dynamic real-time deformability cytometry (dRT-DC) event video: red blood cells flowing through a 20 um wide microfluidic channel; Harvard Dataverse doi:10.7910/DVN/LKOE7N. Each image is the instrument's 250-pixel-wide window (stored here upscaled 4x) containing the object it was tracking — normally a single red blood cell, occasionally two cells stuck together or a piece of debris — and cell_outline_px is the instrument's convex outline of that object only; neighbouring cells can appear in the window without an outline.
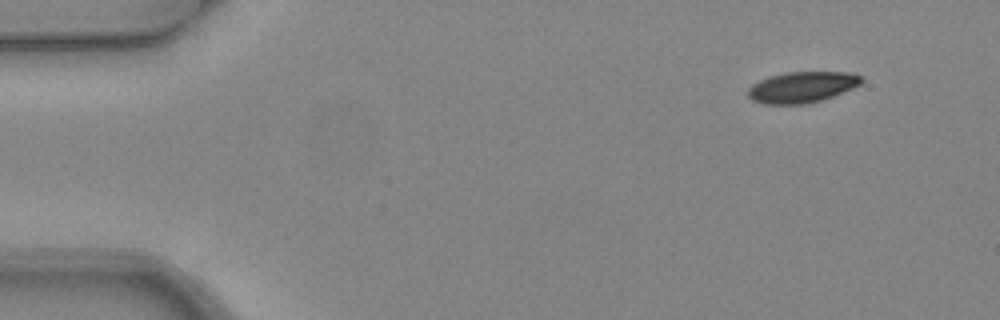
{"species": "common noctule bat (a hibernating species)", "species_latin": "Nyctalus noctula", "temperature_condition": "warm", "stored_images_in_passage": 4, "camera_frame_rate_fps": 3000, "um_per_image_px": 0.085, "animal": {"sex": "female", "body_mass_g": 24.6, "forearm_length_mm": 56.2}, "frame": {"image": 1, "passage_image": 1, "time_ms": 0.0, "image_size_px": [1000, 320], "cell_outline_px": [[864, 80], [860, 84], [852, 88], [832, 96], [820, 100], [804, 104], [764, 104], [752, 100], [748, 96], [748, 88], [752, 84], [768, 76], [784, 72], [852, 72], [860, 76]], "centroid_in_image_um": [68.14, 7.39], "position_along_channel_um": 16.9, "area_um2": 20.46}}
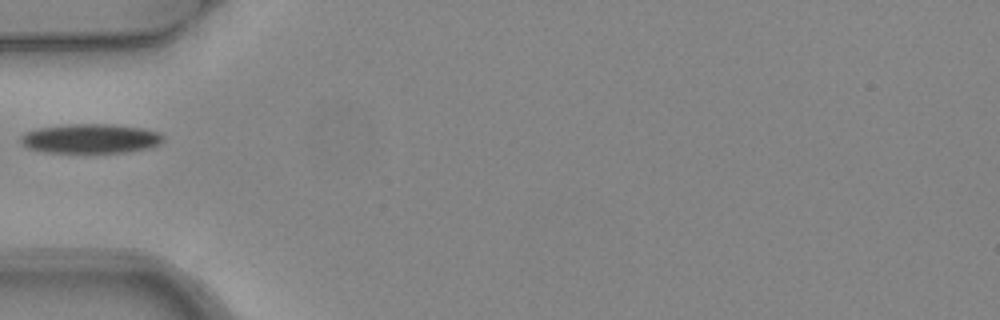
{"frame": {"image": 2, "passage_image": 4, "time_ms": 1.0, "image_size_px": [1000, 320], "cell_outline_px": [[164, 140], [160, 144], [148, 148], [124, 152], [44, 152], [28, 148], [20, 144], [20, 136], [24, 132], [40, 128], [68, 124], [112, 124], [144, 128], [160, 132], [164, 136]], "centroid_in_image_um": [7.7, 11.77], "position_along_channel_um": 77.3, "area_um2": 24.57}}